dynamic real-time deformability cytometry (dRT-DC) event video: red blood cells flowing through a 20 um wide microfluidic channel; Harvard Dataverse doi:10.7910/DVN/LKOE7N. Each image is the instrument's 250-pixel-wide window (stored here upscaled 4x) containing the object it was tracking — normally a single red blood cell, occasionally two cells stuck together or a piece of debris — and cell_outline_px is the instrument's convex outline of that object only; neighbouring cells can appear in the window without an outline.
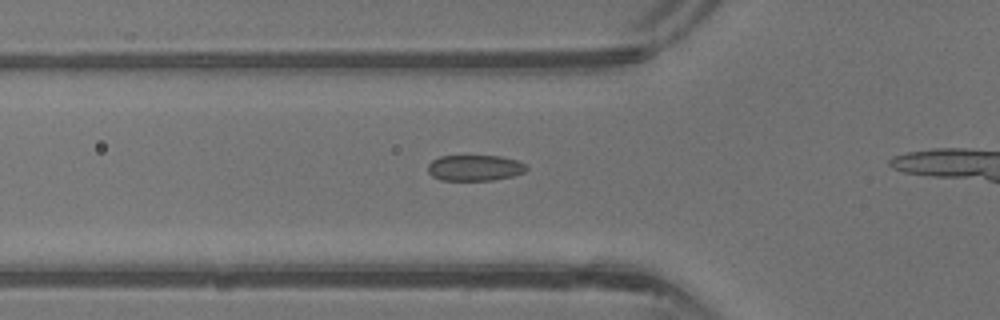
{"species": "common noctule bat (a hibernating species)", "species_latin": "Nyctalus noctula", "temperature_condition": "warm", "stored_images_in_passage": 11, "camera_frame_rate_fps": 3000, "um_per_image_px": 0.085, "animal": {"sex": "male", "body_mass_g": 13.3}, "frame": {"image": 1, "passage_image": 7, "time_ms": 2.0, "image_size_px": [1000, 320], "cell_outline_px": [[524, 168], [520, 172], [508, 176], [484, 180], [448, 180], [436, 176], [428, 168], [436, 160], [444, 156], [492, 156], [512, 160], [520, 164]], "centroid_in_image_um": [40.3, 14.26], "position_along_channel_um": 85.5, "area_um2": 13.35}}
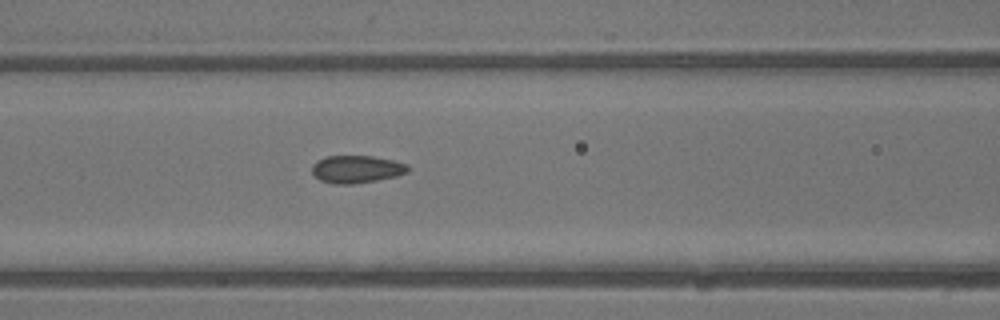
{"frame": {"image": 2, "passage_image": 10, "time_ms": 3.0, "image_size_px": [1000, 320], "cell_outline_px": [[408, 168], [404, 172], [388, 176], [368, 180], [324, 180], [316, 176], [312, 172], [312, 168], [320, 160], [328, 156], [364, 156], [388, 160], [404, 164]], "centroid_in_image_um": [30.26, 14.3], "position_along_channel_um": 136.3, "area_um2": 13.18}}